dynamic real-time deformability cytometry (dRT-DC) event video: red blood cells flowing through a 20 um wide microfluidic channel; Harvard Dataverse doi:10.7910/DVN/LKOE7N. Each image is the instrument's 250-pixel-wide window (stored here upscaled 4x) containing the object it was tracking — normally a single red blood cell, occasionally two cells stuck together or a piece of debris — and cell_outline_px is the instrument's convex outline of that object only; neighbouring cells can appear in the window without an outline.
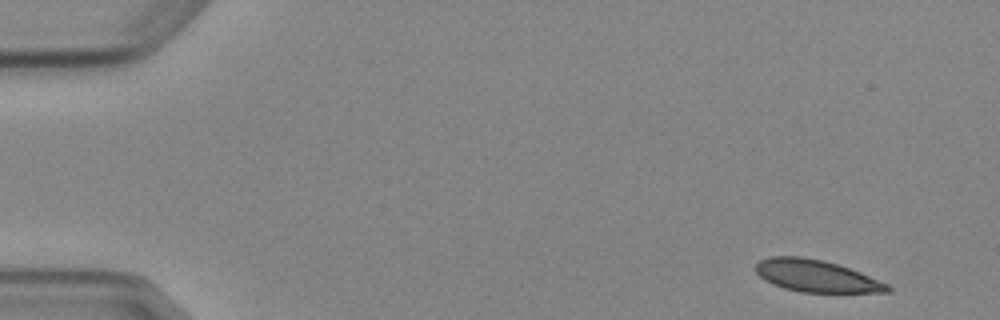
{"species": "Egyptian fruit bat (a non-hibernating species)", "species_latin": "Rousettus aegyptiacus", "temperature_condition": "cold", "stored_images_in_passage": 4, "camera_frame_rate_fps": 3000, "um_per_image_px": 0.085, "animal": {"sex": "female"}, "frame": {"image": 1, "passage_image": 1, "time_ms": 0.0, "image_size_px": [1000, 320], "cell_outline_px": [[892, 292], [800, 292], [784, 288], [772, 284], [764, 280], [756, 272], [756, 264], [760, 260], [768, 256], [804, 256], [824, 260], [860, 272], [888, 284], [892, 288]], "centroid_in_image_um": [69.36, 23.45], "position_along_channel_um": 15.6, "area_um2": 24.62}}
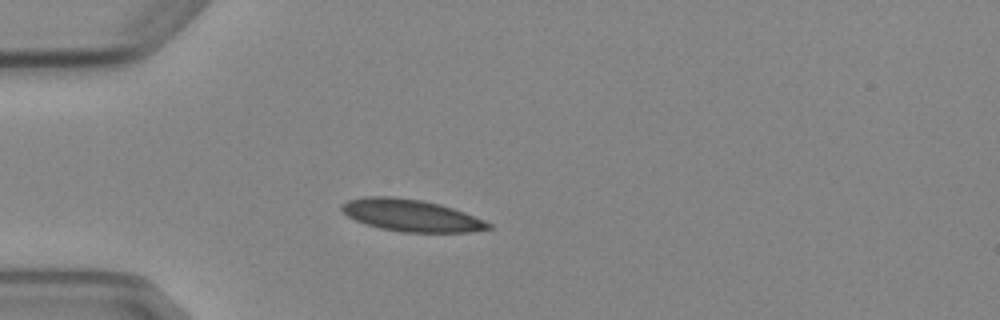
{"frame": {"image": 2, "passage_image": 4, "time_ms": 3.667, "image_size_px": [1000, 320], "cell_outline_px": [[492, 228], [472, 232], [400, 232], [380, 228], [356, 220], [348, 216], [340, 208], [340, 204], [348, 200], [364, 196], [392, 196], [420, 200], [440, 204], [464, 212], [484, 220], [492, 224]], "centroid_in_image_um": [34.94, 18.3], "position_along_channel_um": 50.1, "area_um2": 27.28}}